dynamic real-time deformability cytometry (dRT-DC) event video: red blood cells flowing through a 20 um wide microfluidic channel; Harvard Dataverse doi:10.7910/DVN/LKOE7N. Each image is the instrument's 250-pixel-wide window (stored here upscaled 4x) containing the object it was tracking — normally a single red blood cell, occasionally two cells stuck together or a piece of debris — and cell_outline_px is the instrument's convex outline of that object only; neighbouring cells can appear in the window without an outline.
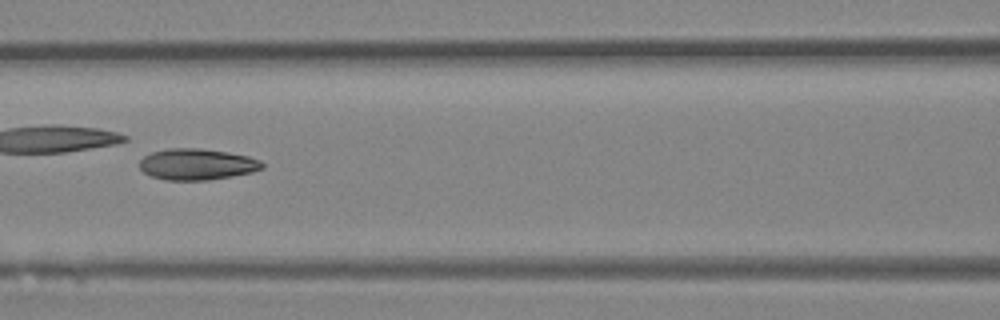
{"species": "Egyptian fruit bat (a non-hibernating species)", "species_latin": "Rousettus aegyptiacus", "temperature_condition": "room temperature", "stored_images_in_passage": 26, "camera_frame_rate_fps": 3000, "um_per_image_px": 0.085, "animal": {"sex": "female"}, "frame": {"image": 1, "passage_image": 19, "time_ms": 6.0, "image_size_px": [1000, 320], "cell_outline_px": [[264, 168], [252, 172], [232, 176], [208, 180], [164, 180], [152, 176], [144, 172], [140, 168], [140, 160], [144, 156], [152, 152], [168, 148], [200, 148], [228, 152], [248, 156], [260, 160], [264, 164]], "centroid_in_image_um": [16.75, 13.96], "position_along_channel_um": 149.8, "area_um2": 22.37}}
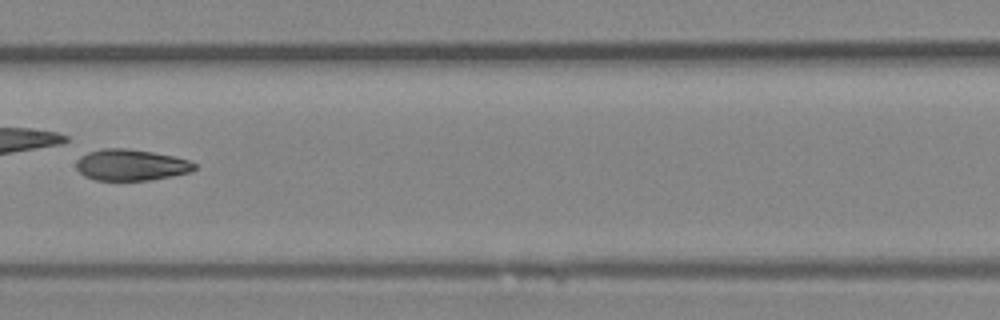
{"frame": {"image": 2, "passage_image": 22, "time_ms": 7.0, "image_size_px": [1000, 320], "cell_outline_px": [[196, 168], [192, 172], [172, 176], [148, 180], [96, 180], [84, 176], [76, 168], [76, 160], [80, 156], [88, 152], [104, 148], [128, 148], [176, 156], [188, 160], [196, 164]], "centroid_in_image_um": [11.14, 14.01], "position_along_channel_um": 196.3, "area_um2": 21.68}}